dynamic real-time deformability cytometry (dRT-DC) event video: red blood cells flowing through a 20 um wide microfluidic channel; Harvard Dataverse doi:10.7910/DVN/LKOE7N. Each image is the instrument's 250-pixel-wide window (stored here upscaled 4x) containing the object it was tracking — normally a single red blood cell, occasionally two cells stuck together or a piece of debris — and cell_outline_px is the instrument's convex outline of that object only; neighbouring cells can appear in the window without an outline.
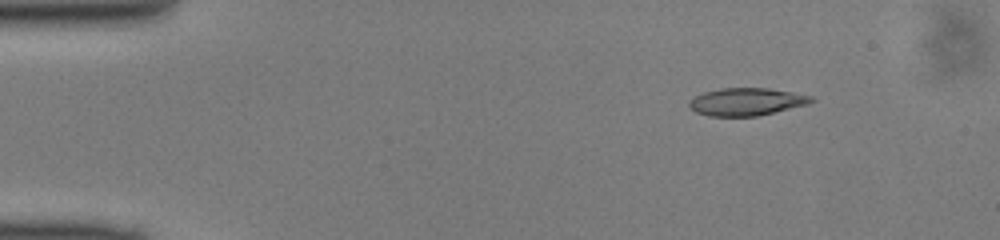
{"species": "common noctule bat (a hibernating species)", "species_latin": "Nyctalus noctula", "temperature_condition": "cold", "stored_images_in_passage": 43, "camera_frame_rate_fps": 3000, "um_per_image_px": 0.085, "animal": {"sex": "male", "body_mass_g": 13.0, "forearm_length_mm": 53.1}, "frame": {"image": 1, "passage_image": 1, "time_ms": 0.0, "image_size_px": [1000, 240], "cell_outline_px": [[816, 100], [808, 104], [756, 116], [708, 116], [696, 112], [688, 108], [688, 100], [704, 92], [720, 88], [768, 88], [792, 92], [812, 96]], "centroid_in_image_um": [63.42, 8.64], "position_along_channel_um": 21.6, "area_um2": 19.65}}
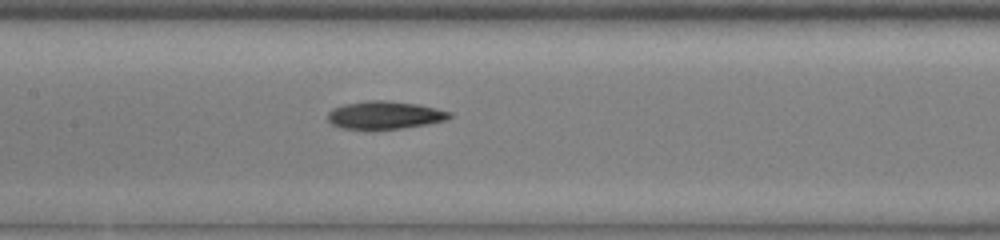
{"frame": {"image": 2, "passage_image": 18, "time_ms": 5.667, "image_size_px": [1000, 240], "cell_outline_px": [[452, 116], [448, 120], [428, 124], [404, 128], [340, 128], [332, 124], [328, 120], [328, 112], [332, 108], [344, 104], [368, 100], [384, 100], [416, 104], [436, 108], [452, 112]], "centroid_in_image_um": [32.73, 9.77], "position_along_channel_um": 174.7, "area_um2": 19.65}}
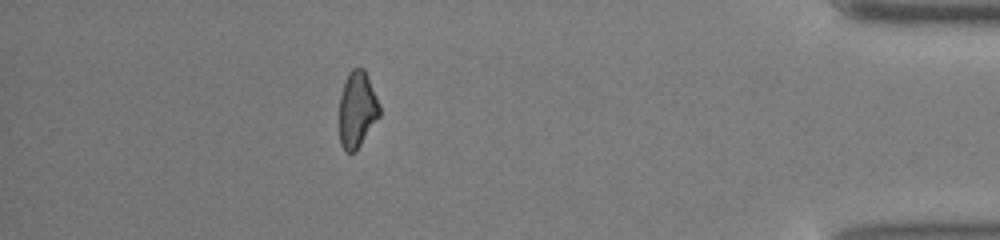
{"frame": {"image": 3, "passage_image": 38, "time_ms": 12.333, "image_size_px": [1000, 240], "cell_outline_px": [[380, 116], [360, 144], [352, 152], [344, 152], [340, 144], [340, 96], [348, 72], [352, 68], [364, 68], [368, 76], [380, 104]], "centroid_in_image_um": [30.36, 9.28], "position_along_channel_um": 404.8, "area_um2": 17.74}}